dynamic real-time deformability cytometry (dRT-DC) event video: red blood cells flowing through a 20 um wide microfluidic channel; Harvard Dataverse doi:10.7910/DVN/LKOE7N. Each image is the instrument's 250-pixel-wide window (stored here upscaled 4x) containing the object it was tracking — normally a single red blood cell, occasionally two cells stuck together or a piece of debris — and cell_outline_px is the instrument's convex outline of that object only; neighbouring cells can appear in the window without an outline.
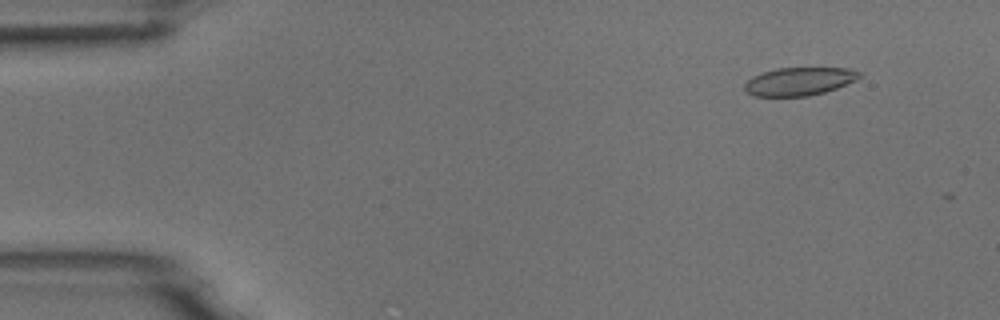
{"species": "common noctule bat (a hibernating species)", "species_latin": "Nyctalus noctula", "temperature_condition": "room temperature", "stored_images_in_passage": 4, "camera_frame_rate_fps": 3000, "um_per_image_px": 0.085, "animal": {"sex": "male", "body_mass_g": 18.8}, "frame": {"image": 1, "passage_image": 2, "time_ms": 1.0, "image_size_px": [1000, 320], "cell_outline_px": [[864, 72], [856, 80], [836, 88], [824, 92], [808, 96], [752, 96], [744, 88], [744, 84], [752, 76], [760, 72], [776, 68], [848, 68]], "centroid_in_image_um": [67.93, 6.91], "position_along_channel_um": 17.1, "area_um2": 18.9}}